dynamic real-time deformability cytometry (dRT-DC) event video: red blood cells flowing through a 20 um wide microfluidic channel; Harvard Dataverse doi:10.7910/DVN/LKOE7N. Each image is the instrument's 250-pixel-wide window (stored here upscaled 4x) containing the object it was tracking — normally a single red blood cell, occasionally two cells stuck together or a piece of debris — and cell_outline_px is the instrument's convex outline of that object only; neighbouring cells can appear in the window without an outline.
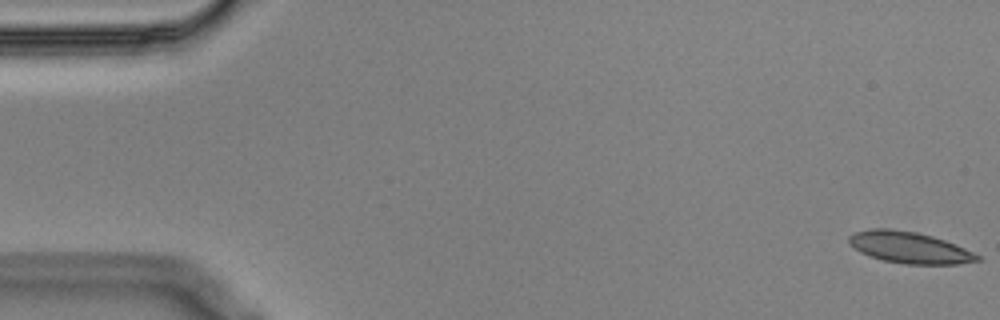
{"species": "Egyptian fruit bat (a non-hibernating species)", "species_latin": "Rousettus aegyptiacus", "temperature_condition": "cold", "stored_images_in_passage": 56, "camera_frame_rate_fps": 3000, "um_per_image_px": 0.085, "animal": {"sex": "male"}, "frame": {"image": 1, "passage_image": 1, "time_ms": 0.0, "image_size_px": [1000, 320], "cell_outline_px": [[980, 260], [956, 264], [904, 264], [884, 260], [860, 252], [848, 244], [848, 236], [852, 232], [872, 228], [888, 228], [916, 232], [932, 236], [956, 244], [980, 256]], "centroid_in_image_um": [77.25, 21.02], "position_along_channel_um": 7.7, "area_um2": 23.47}}
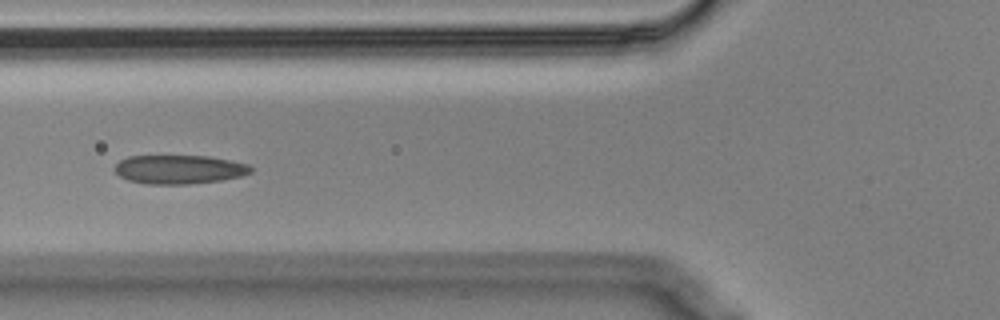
{"frame": {"image": 2, "passage_image": 21, "time_ms": 6.667, "image_size_px": [1000, 320], "cell_outline_px": [[252, 172], [240, 176], [220, 180], [188, 184], [144, 184], [128, 180], [120, 176], [112, 168], [120, 160], [128, 156], [208, 156], [248, 164], [252, 168]], "centroid_in_image_um": [15.19, 14.4], "position_along_channel_um": 110.6, "area_um2": 22.83}}
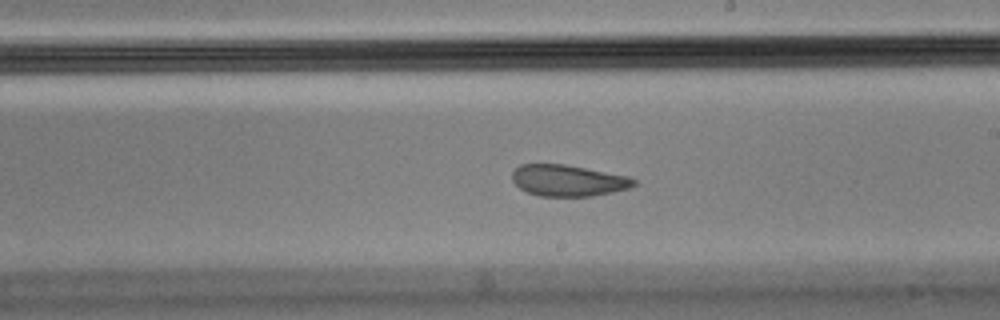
{"frame": {"image": 3, "passage_image": 32, "time_ms": 10.333, "image_size_px": [1000, 320], "cell_outline_px": [[636, 184], [632, 188], [592, 196], [540, 196], [528, 192], [520, 188], [512, 180], [512, 172], [520, 164], [564, 164], [628, 176], [636, 180]], "centroid_in_image_um": [48.3, 15.34], "position_along_channel_um": 240.7, "area_um2": 22.2}, "authors_computed_cell_mechanics": {"area_um2": 23.7847, "velocity_mm_per_s": 3.541, "shape_relaxation_time_tau1_ms": null, "shape_relaxation_time_tau2_ms": 1.5168, "deformation_change_tau1": null, "deformation_change_tau2": 0.0551}}